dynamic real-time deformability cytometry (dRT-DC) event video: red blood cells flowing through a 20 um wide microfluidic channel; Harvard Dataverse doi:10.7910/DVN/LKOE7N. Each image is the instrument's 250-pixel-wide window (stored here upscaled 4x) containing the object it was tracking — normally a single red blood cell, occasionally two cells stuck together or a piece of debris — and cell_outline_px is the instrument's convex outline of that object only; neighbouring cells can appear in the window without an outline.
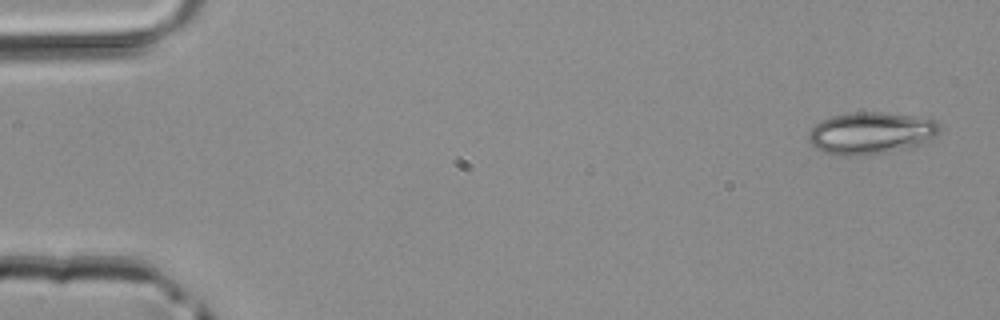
{"species": "common noctule bat (a hibernating species)", "species_latin": "Nyctalus noctula", "temperature_condition": "room temperature", "stored_images_in_passage": 3, "camera_frame_rate_fps": 3000, "um_per_image_px": 0.085, "animal": {"sex": "male", "body_mass_g": 20.4}, "frame": {"image": 1, "passage_image": 1, "time_ms": 0.0, "image_size_px": [1000, 320], "cell_outline_px": [[940, 132], [936, 136], [912, 148], [860, 156], [840, 156], [824, 152], [816, 148], [808, 140], [808, 132], [820, 120], [832, 116], [856, 112], [880, 112], [912, 116], [936, 120], [940, 124]], "centroid_in_image_um": [74.03, 11.32], "position_along_channel_um": 11.0, "area_um2": 32.25}}